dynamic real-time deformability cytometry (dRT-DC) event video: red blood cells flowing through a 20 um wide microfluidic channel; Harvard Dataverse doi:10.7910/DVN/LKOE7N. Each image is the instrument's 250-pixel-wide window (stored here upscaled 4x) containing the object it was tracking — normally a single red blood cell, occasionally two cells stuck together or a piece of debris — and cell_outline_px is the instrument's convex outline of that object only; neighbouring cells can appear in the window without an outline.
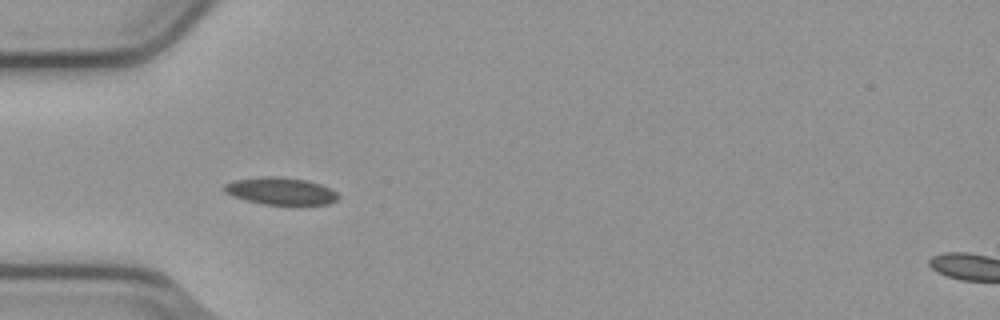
{"species": "common noctule bat (a hibernating species)", "species_latin": "Nyctalus noctula", "temperature_condition": "cold", "stored_images_in_passage": 39, "camera_frame_rate_fps": 3000, "um_per_image_px": 0.085, "animal": {"sex": "male", "body_mass_g": 23.1, "forearm_length_mm": 52.7}, "frame": {"image": 1, "passage_image": 1, "time_ms": 0.0, "image_size_px": [1000, 320], "cell_outline_px": [[340, 196], [336, 200], [328, 204], [300, 208], [292, 208], [264, 204], [232, 196], [224, 192], [224, 184], [236, 180], [264, 176], [276, 176], [308, 180], [320, 184], [336, 192]], "centroid_in_image_um": [23.93, 16.3], "position_along_channel_um": 61.1, "area_um2": 18.9}}
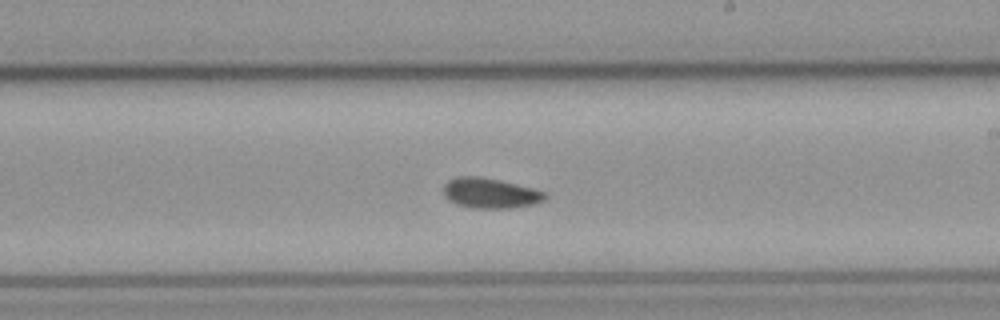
{"frame": {"image": 2, "passage_image": 16, "time_ms": 5.0, "image_size_px": [1000, 320], "cell_outline_px": [[548, 196], [544, 200], [536, 204], [508, 208], [472, 208], [456, 204], [448, 200], [444, 196], [444, 184], [448, 180], [456, 176], [480, 176], [516, 184], [532, 188], [544, 192]], "centroid_in_image_um": [41.64, 16.42], "position_along_channel_um": 247.4, "area_um2": 17.92}}
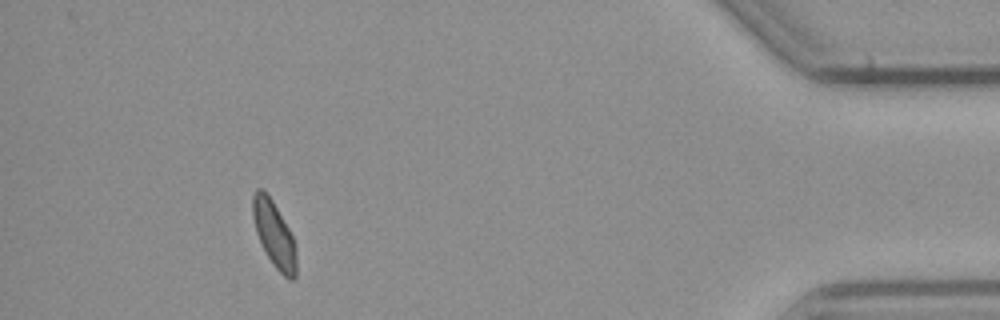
{"frame": {"image": 3, "passage_image": 34, "time_ms": 11.0, "image_size_px": [1000, 320], "cell_outline_px": [[296, 276], [292, 280], [288, 280], [272, 264], [256, 232], [252, 216], [252, 196], [256, 188], [260, 188], [272, 200], [288, 228], [292, 236], [296, 248]], "centroid_in_image_um": [23.3, 19.93], "position_along_channel_um": 411.9, "area_um2": 16.47}, "authors_computed_cell_mechanics": {"area_um2": 17.2822, "velocity_mm_per_s": 3.7667, "shape_relaxation_time_tau1_ms": 3.5054, "shape_relaxation_time_tau2_ms": 6.4942, "deformation_change_tau1": 0.0868, "deformation_change_tau2": 0.0958}}